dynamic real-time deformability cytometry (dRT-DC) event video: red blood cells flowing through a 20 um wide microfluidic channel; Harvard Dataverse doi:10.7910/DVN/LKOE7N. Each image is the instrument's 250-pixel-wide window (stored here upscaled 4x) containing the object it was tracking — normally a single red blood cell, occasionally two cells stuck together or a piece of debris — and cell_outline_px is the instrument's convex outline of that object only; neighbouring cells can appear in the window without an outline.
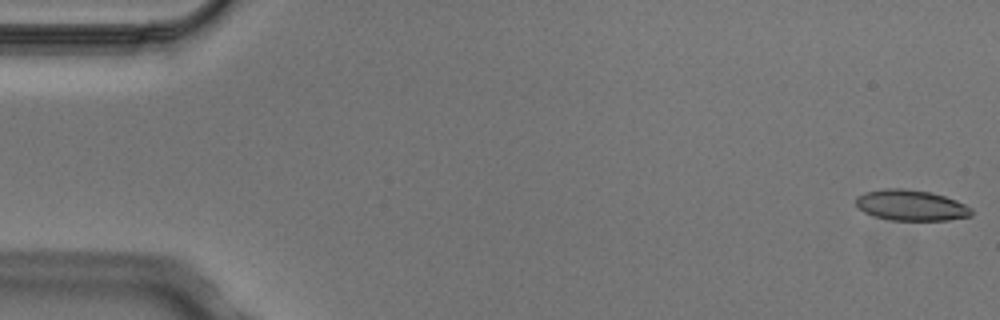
{"species": "Egyptian fruit bat (a non-hibernating species)", "species_latin": "Rousettus aegyptiacus", "temperature_condition": "cold", "stored_images_in_passage": 5, "camera_frame_rate_fps": 3000, "um_per_image_px": 0.085, "animal": {"sex": "male"}, "frame": {"image": 1, "passage_image": 1, "time_ms": 0.0, "image_size_px": [1000, 320], "cell_outline_px": [[972, 216], [948, 220], [888, 220], [872, 216], [864, 212], [856, 204], [856, 196], [864, 192], [884, 188], [904, 188], [928, 192], [944, 196], [956, 200], [972, 208]], "centroid_in_image_um": [77.42, 17.45], "position_along_channel_um": 7.6, "area_um2": 20.81}}
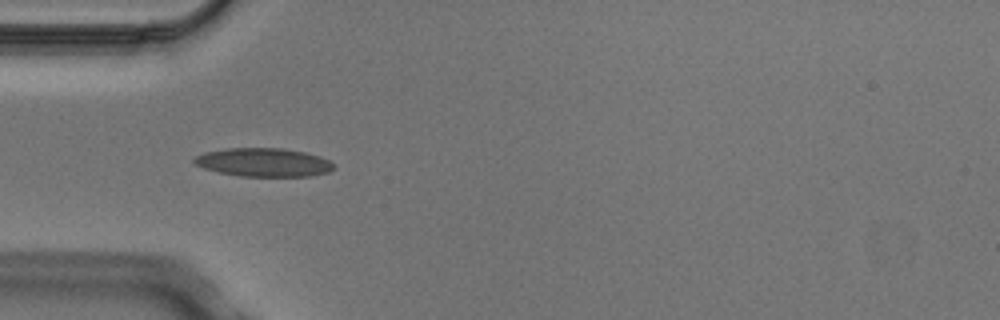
{"frame": {"image": 2, "passage_image": 4, "time_ms": 1.0, "image_size_px": [1000, 320], "cell_outline_px": [[336, 168], [328, 172], [308, 176], [240, 176], [220, 172], [204, 168], [196, 164], [192, 160], [196, 156], [204, 152], [224, 148], [284, 148], [304, 152], [320, 156], [328, 160]], "centroid_in_image_um": [22.4, 13.79], "position_along_channel_um": 62.6, "area_um2": 23.12}}
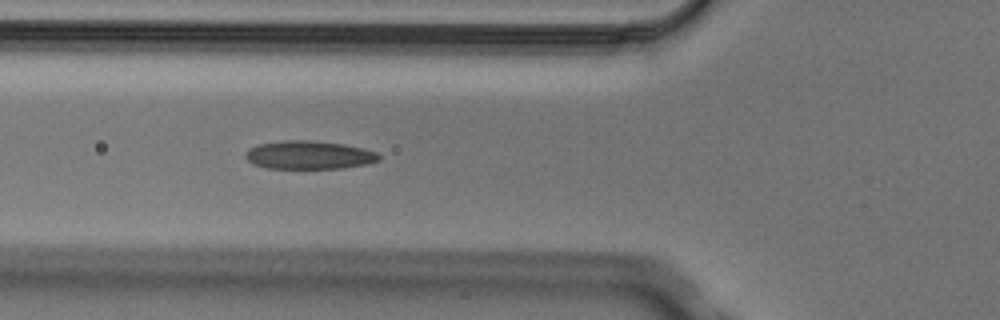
{"frame": {"image": 3, "passage_image": 5, "time_ms": 1.333, "image_size_px": [1000, 320], "cell_outline_px": [[380, 160], [364, 164], [340, 168], [268, 168], [252, 164], [244, 156], [244, 152], [248, 148], [256, 144], [284, 140], [308, 140], [344, 144], [364, 148], [376, 152], [380, 156]], "centroid_in_image_um": [26.21, 13.16], "position_along_channel_um": 99.6, "area_um2": 22.08}}